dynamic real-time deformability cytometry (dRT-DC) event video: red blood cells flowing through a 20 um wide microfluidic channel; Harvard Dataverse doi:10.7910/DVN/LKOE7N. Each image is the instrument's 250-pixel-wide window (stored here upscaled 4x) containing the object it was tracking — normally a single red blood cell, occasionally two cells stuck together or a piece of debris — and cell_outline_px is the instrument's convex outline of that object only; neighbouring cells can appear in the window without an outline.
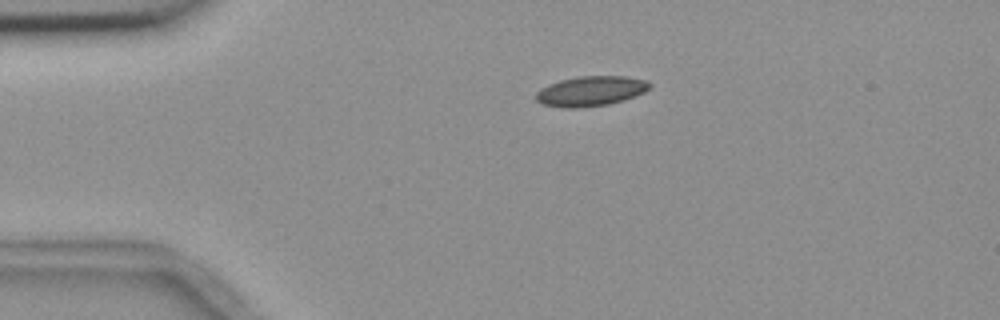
{"species": "common noctule bat (a hibernating species)", "species_latin": "Nyctalus noctula", "temperature_condition": "room temperature", "stored_images_in_passage": 5, "camera_frame_rate_fps": 3000, "um_per_image_px": 0.085, "animal": {"sex": "female", "body_mass_g": 18.4}, "frame": {"image": 1, "passage_image": 1, "time_ms": 0.0, "image_size_px": [1000, 320], "cell_outline_px": [[652, 84], [644, 92], [624, 100], [608, 104], [576, 108], [564, 108], [544, 104], [536, 100], [536, 92], [540, 88], [548, 84], [560, 80], [580, 76], [628, 76], [644, 80]], "centroid_in_image_um": [50.2, 7.74], "position_along_channel_um": 34.8, "area_um2": 19.77}}
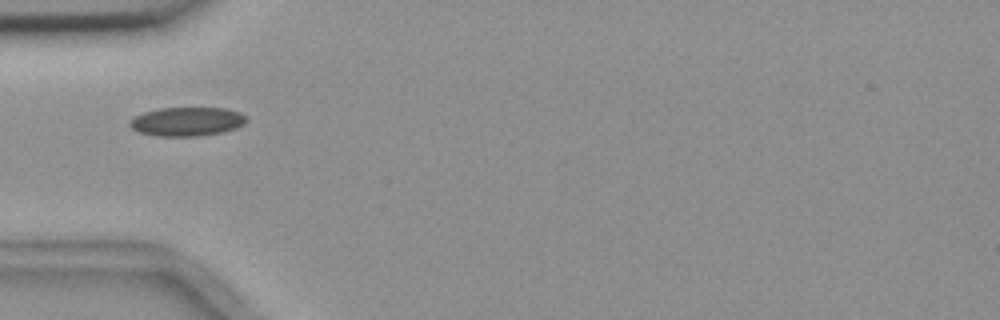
{"frame": {"image": 2, "passage_image": 3, "time_ms": 2.0, "image_size_px": [1000, 320], "cell_outline_px": [[248, 120], [244, 124], [236, 128], [220, 132], [196, 136], [156, 136], [136, 132], [128, 124], [128, 120], [132, 116], [144, 112], [160, 108], [228, 108], [240, 112]], "centroid_in_image_um": [15.84, 10.33], "position_along_channel_um": 69.2, "area_um2": 19.83}}
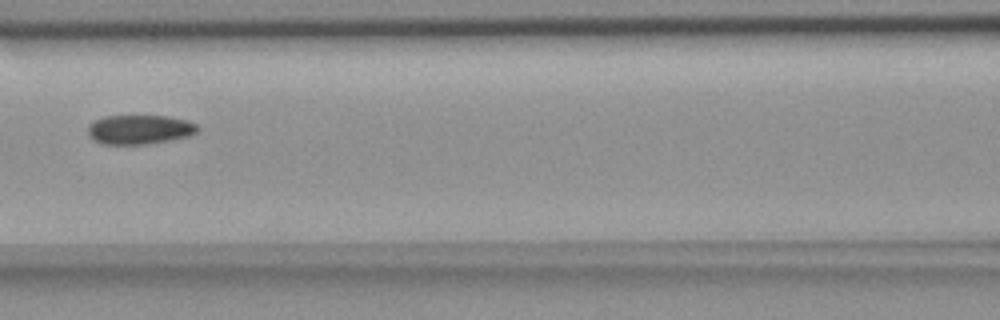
{"frame": {"image": 3, "passage_image": 5, "time_ms": 4.333, "image_size_px": [1000, 320], "cell_outline_px": [[200, 128], [196, 132], [188, 136], [148, 144], [104, 144], [96, 140], [88, 132], [88, 124], [104, 116], [168, 116], [188, 120], [196, 124]], "centroid_in_image_um": [11.89, 11.0], "position_along_channel_um": 154.7, "area_um2": 18.55}}